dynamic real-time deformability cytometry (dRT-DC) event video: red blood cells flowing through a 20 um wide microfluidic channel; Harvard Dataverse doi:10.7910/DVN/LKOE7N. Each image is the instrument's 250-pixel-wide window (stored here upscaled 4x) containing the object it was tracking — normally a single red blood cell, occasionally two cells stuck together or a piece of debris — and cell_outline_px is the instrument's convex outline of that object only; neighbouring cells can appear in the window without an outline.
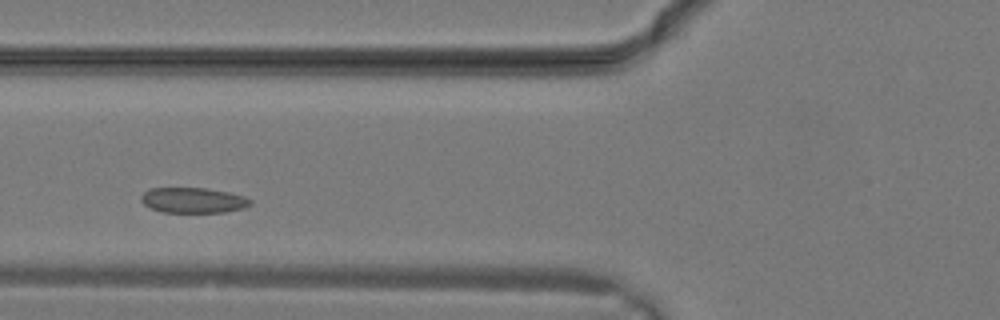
{"species": "common noctule bat (a hibernating species)", "species_latin": "Nyctalus noctula", "temperature_condition": "warm", "stored_images_in_passage": 18, "camera_frame_rate_fps": 3000, "um_per_image_px": 0.085, "animal": {"sex": "male", "body_mass_g": 19.2, "forearm_length_mm": 51.8}, "frame": {"image": 1, "passage_image": 4, "time_ms": 1.0, "image_size_px": [1000, 320], "cell_outline_px": [[252, 204], [244, 208], [224, 212], [164, 212], [152, 208], [144, 204], [140, 200], [140, 196], [148, 188], [208, 188], [228, 192], [244, 196], [252, 200]], "centroid_in_image_um": [16.43, 17.01], "position_along_channel_um": 109.4, "area_um2": 16.18}}
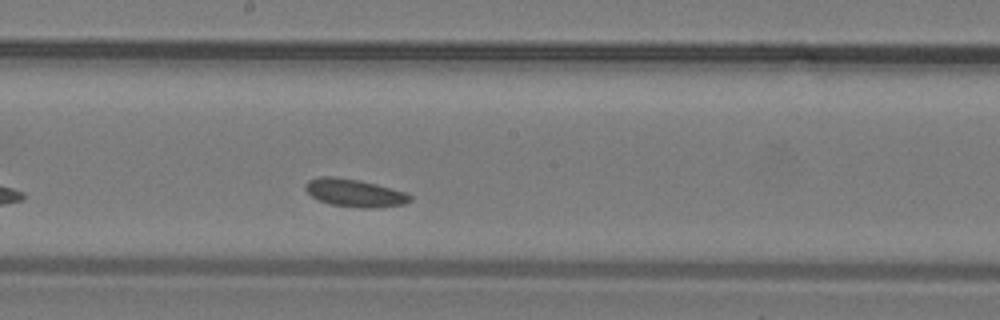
{"frame": {"image": 2, "passage_image": 9, "time_ms": 2.667, "image_size_px": [1000, 320], "cell_outline_px": [[412, 200], [404, 204], [372, 208], [360, 208], [332, 204], [320, 200], [312, 196], [304, 188], [304, 184], [308, 180], [320, 176], [336, 176], [360, 180], [408, 192], [412, 196]], "centroid_in_image_um": [30.16, 16.38], "position_along_channel_um": 218.0, "area_um2": 17.05}}
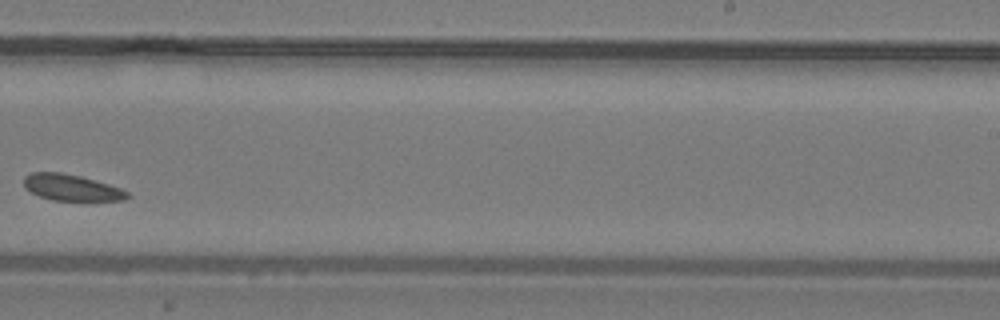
{"frame": {"image": 3, "passage_image": 12, "time_ms": 3.667, "image_size_px": [1000, 320], "cell_outline_px": [[132, 196], [124, 200], [88, 204], [80, 204], [52, 200], [40, 196], [24, 188], [24, 176], [32, 172], [60, 172], [80, 176], [108, 184], [120, 188], [128, 192]], "centroid_in_image_um": [6.16, 16.02], "position_along_channel_um": 282.8, "area_um2": 16.88}}